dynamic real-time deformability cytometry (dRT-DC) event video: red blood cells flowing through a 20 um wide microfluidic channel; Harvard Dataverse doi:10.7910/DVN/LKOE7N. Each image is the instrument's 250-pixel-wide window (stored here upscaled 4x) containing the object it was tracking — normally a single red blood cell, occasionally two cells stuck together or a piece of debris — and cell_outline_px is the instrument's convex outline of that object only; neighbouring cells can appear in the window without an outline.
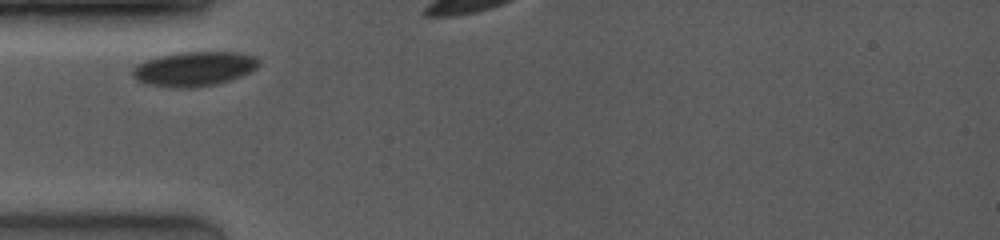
{"species": "common noctule bat (a hibernating species)", "species_latin": "Nyctalus noctula", "temperature_condition": "room temperature", "stored_images_in_passage": 5, "camera_frame_rate_fps": 4000, "um_per_image_px": 0.085, "animal": {"sex": "female", "body_mass_g": 19.0, "forearm_length_mm": 53.3}, "frame": {"image": 1, "passage_image": 1, "time_ms": 0.0, "image_size_px": [1000, 240], "cell_outline_px": [[260, 64], [252, 72], [232, 80], [216, 84], [196, 88], [176, 88], [144, 84], [136, 80], [132, 76], [132, 68], [144, 60], [176, 52], [236, 52], [256, 56], [260, 60]], "centroid_in_image_um": [16.51, 5.86], "position_along_channel_um": 68.5, "area_um2": 25.89}}